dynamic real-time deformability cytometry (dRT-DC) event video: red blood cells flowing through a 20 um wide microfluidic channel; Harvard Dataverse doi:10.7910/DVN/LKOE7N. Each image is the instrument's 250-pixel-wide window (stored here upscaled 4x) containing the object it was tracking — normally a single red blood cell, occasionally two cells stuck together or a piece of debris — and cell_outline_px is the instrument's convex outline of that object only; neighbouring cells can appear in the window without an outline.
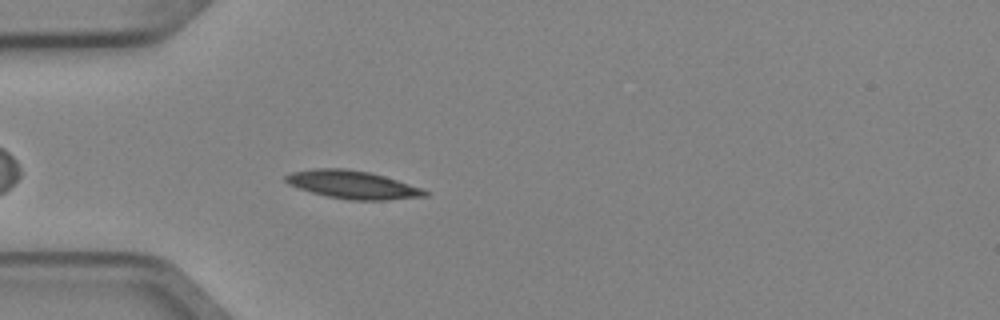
{"species": "Egyptian fruit bat (a non-hibernating species)", "species_latin": "Rousettus aegyptiacus", "temperature_condition": "cold", "stored_images_in_passage": 2, "camera_frame_rate_fps": 3000, "um_per_image_px": 0.085, "animal": {"sex": "female"}, "frame": {"image": 1, "passage_image": 2, "time_ms": 0.333, "image_size_px": [1000, 320], "cell_outline_px": [[428, 196], [384, 200], [348, 200], [328, 196], [312, 192], [288, 184], [284, 180], [284, 176], [292, 172], [316, 168], [344, 168], [368, 172], [384, 176], [420, 188], [428, 192]], "centroid_in_image_um": [29.94, 15.7], "position_along_channel_um": 55.1, "area_um2": 22.43}}